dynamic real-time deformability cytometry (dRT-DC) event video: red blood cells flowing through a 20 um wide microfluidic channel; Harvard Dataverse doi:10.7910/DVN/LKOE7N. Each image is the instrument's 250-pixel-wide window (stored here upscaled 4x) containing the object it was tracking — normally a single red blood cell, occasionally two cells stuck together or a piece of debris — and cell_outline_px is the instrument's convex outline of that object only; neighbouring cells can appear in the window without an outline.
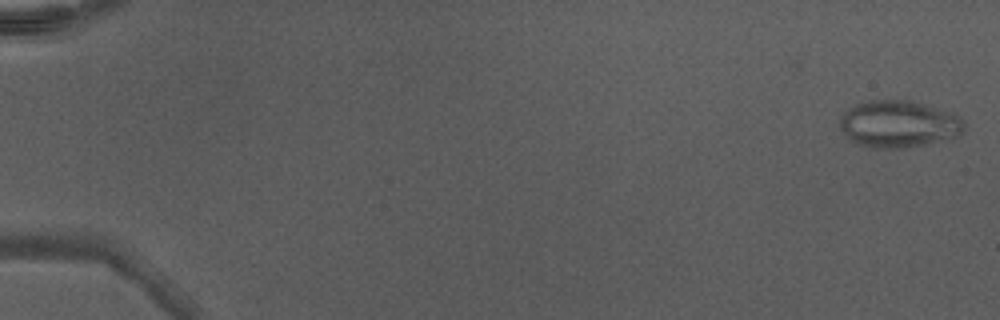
{"species": "Egyptian fruit bat (a non-hibernating species)", "species_latin": "Rousettus aegyptiacus", "temperature_condition": "warm", "stored_images_in_passage": 9, "camera_frame_rate_fps": 3000, "um_per_image_px": 0.085, "animal": {"sex": "male"}, "frame": {"image": 1, "passage_image": 1, "time_ms": 0.0, "image_size_px": [1000, 320], "cell_outline_px": [[964, 132], [956, 136], [928, 144], [904, 148], [872, 148], [856, 144], [840, 128], [840, 116], [844, 112], [856, 104], [868, 100], [912, 100], [952, 112], [960, 116], [964, 124]], "centroid_in_image_um": [76.4, 10.54], "position_along_channel_um": 8.6, "area_um2": 34.22}}